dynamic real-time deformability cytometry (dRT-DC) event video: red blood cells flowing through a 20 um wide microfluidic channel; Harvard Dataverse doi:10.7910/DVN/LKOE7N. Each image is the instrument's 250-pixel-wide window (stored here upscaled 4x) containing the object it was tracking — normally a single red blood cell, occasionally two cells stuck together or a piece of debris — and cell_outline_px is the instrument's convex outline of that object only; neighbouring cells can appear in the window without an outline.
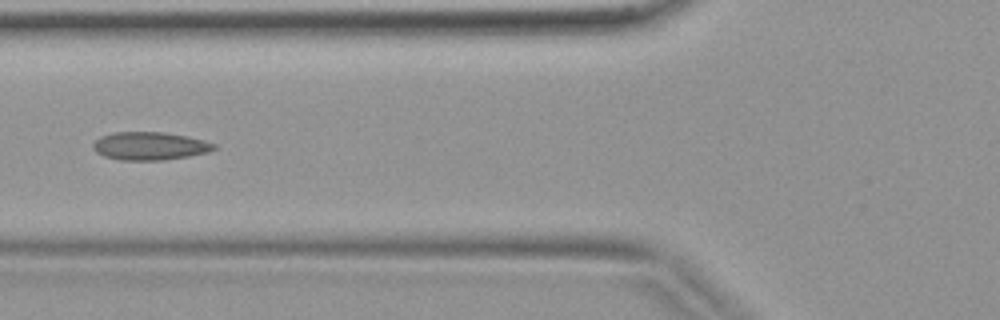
{"species": "common noctule bat (a hibernating species)", "species_latin": "Nyctalus noctula", "temperature_condition": "warm", "stored_images_in_passage": 30, "camera_frame_rate_fps": 3000, "um_per_image_px": 0.085, "animal": {"sex": "female", "body_mass_g": 19.9}, "frame": {"image": 1, "passage_image": 5, "time_ms": 1.333, "image_size_px": [1000, 320], "cell_outline_px": [[216, 148], [208, 152], [188, 156], [164, 160], [120, 160], [104, 156], [96, 152], [92, 148], [92, 144], [100, 136], [112, 132], [164, 132], [188, 136], [204, 140], [216, 144]], "centroid_in_image_um": [12.72, 12.4], "position_along_channel_um": 113.1, "area_um2": 19.88}}
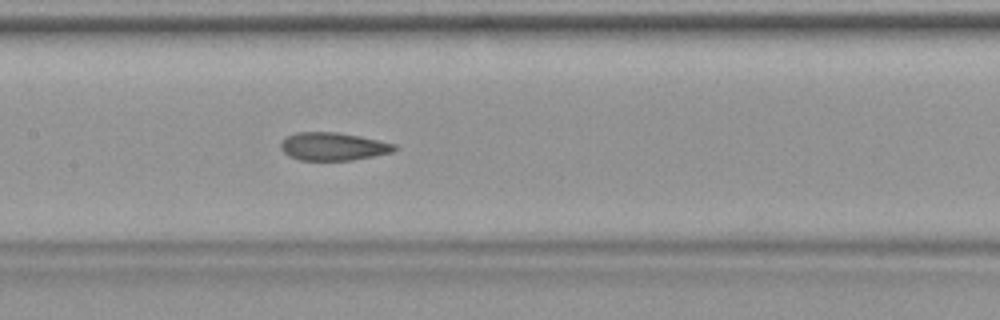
{"frame": {"image": 2, "passage_image": 9, "time_ms": 2.667, "image_size_px": [1000, 320], "cell_outline_px": [[396, 148], [392, 152], [352, 160], [300, 160], [288, 156], [280, 148], [280, 144], [288, 136], [296, 132], [336, 132], [360, 136], [396, 144]], "centroid_in_image_um": [28.3, 12.45], "position_along_channel_um": 179.1, "area_um2": 18.38}}